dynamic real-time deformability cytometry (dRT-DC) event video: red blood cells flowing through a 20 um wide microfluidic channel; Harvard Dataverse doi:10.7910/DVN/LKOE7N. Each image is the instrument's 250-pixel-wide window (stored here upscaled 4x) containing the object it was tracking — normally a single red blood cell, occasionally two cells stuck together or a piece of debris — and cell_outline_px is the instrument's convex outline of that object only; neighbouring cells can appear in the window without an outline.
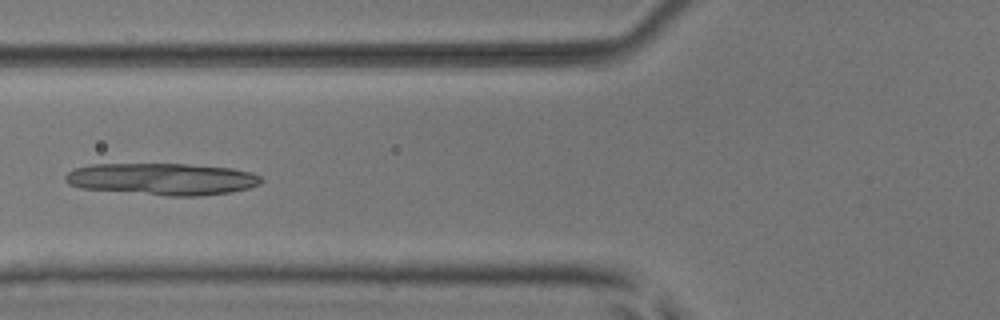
{"species": "common noctule bat (a hibernating species)", "species_latin": "Nyctalus noctula", "temperature_condition": "room temperature", "stored_images_in_passage": 33, "camera_frame_rate_fps": 3000, "um_per_image_px": 0.085, "animal": {"sex": "male", "body_mass_g": 17.9, "forearm_length_mm": 54.2}, "frame": {"image": 1, "passage_image": 11, "time_ms": 3.333, "image_size_px": [1000, 320], "cell_outline_px": [[264, 180], [260, 184], [248, 188], [228, 192], [200, 196], [168, 196], [80, 188], [68, 184], [64, 180], [64, 176], [68, 172], [76, 168], [92, 164], [184, 164], [232, 168], [252, 172], [260, 176]], "centroid_in_image_um": [13.79, 15.22], "position_along_channel_um": 112.0, "area_um2": 36.47}}
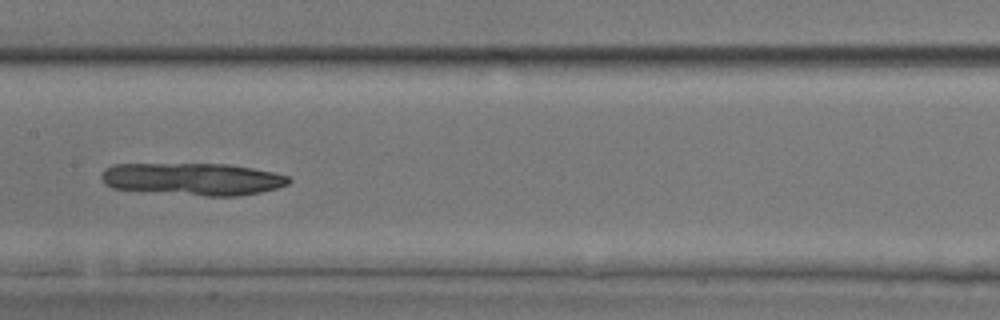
{"frame": {"image": 2, "passage_image": 17, "time_ms": 5.333, "image_size_px": [1000, 320], "cell_outline_px": [[292, 180], [288, 184], [276, 188], [260, 192], [240, 196], [204, 196], [112, 188], [104, 184], [100, 176], [112, 164], [228, 164], [252, 168], [272, 172], [288, 176]], "centroid_in_image_um": [16.4, 15.22], "position_along_channel_um": 191.0, "area_um2": 35.14}}
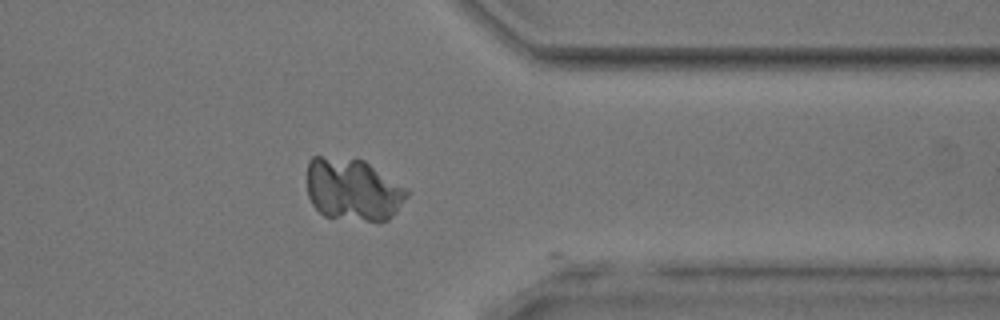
{"frame": {"image": 3, "passage_image": 32, "time_ms": 10.333, "image_size_px": [1000, 320], "cell_outline_px": [[408, 196], [396, 212], [388, 220], [368, 220], [324, 216], [312, 204], [308, 196], [308, 160], [312, 156], [320, 156], [364, 160], [404, 188], [408, 192]], "centroid_in_image_um": [29.96, 16.1], "position_along_channel_um": 381.4, "area_um2": 35.66}}